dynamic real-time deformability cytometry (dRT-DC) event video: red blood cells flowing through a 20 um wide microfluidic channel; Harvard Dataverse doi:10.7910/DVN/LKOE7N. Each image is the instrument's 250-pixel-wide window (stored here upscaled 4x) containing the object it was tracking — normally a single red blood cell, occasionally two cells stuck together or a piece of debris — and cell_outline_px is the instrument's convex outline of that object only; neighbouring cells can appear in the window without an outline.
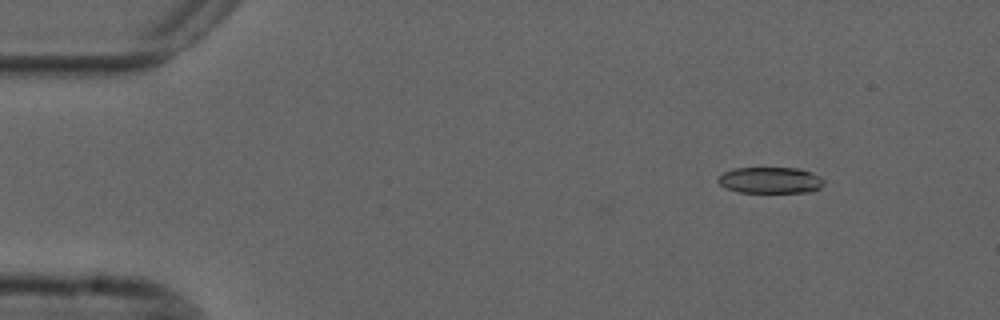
{"species": "common noctule bat (a hibernating species)", "species_latin": "Nyctalus noctula", "temperature_condition": "cold", "stored_images_in_passage": 4, "camera_frame_rate_fps": 3000, "um_per_image_px": 0.085, "animal": {"sex": "male", "forearm_length_mm": 52.5}, "frame": {"image": 1, "passage_image": 1, "time_ms": 0.0, "image_size_px": [1000, 320], "cell_outline_px": [[824, 184], [820, 188], [812, 192], [740, 192], [728, 188], [720, 184], [716, 180], [716, 176], [724, 172], [736, 168], [800, 168], [812, 172], [820, 176], [824, 180]], "centroid_in_image_um": [65.5, 15.31], "position_along_channel_um": 19.5, "area_um2": 16.3}}
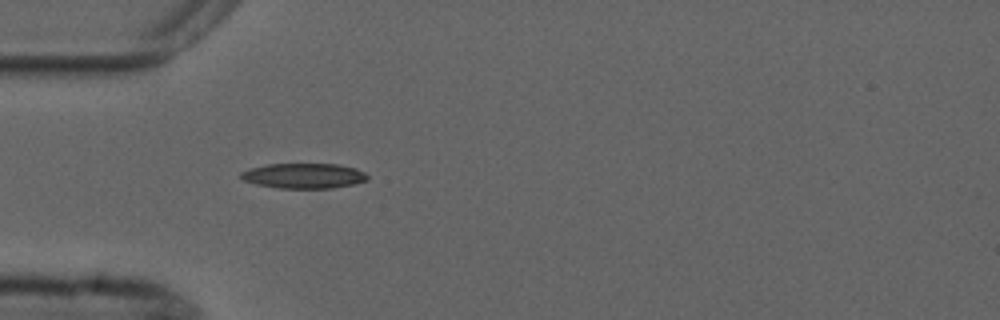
{"frame": {"image": 2, "passage_image": 4, "time_ms": 3.333, "image_size_px": [1000, 320], "cell_outline_px": [[368, 180], [352, 184], [332, 188], [280, 188], [256, 184], [244, 180], [240, 176], [240, 172], [252, 168], [268, 164], [336, 164], [356, 168], [364, 172], [368, 176]], "centroid_in_image_um": [25.84, 14.94], "position_along_channel_um": 59.2, "area_um2": 18.38}}